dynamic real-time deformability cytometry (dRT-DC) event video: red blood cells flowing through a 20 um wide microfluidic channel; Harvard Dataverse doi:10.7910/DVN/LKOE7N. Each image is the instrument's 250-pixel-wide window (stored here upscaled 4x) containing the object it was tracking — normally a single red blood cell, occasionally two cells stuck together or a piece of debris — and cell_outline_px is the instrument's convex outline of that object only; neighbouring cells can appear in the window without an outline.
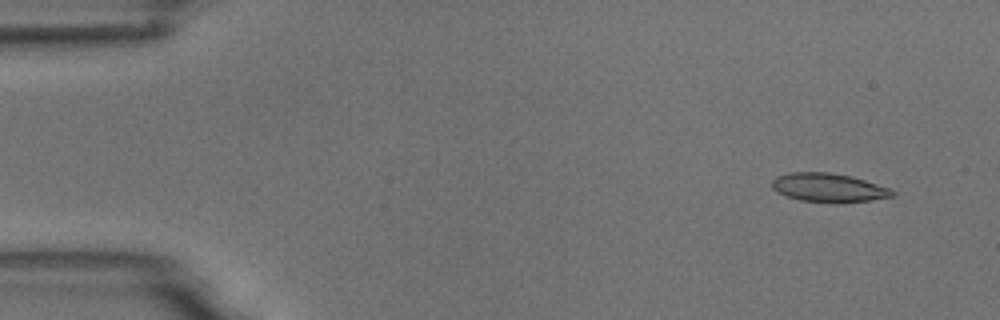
{"species": "common noctule bat (a hibernating species)", "species_latin": "Nyctalus noctula", "temperature_condition": "room temperature", "stored_images_in_passage": 6, "camera_frame_rate_fps": 3000, "um_per_image_px": 0.085, "animal": {"sex": "male", "body_mass_g": 18.8}, "frame": {"image": 1, "passage_image": 1, "time_ms": 0.0, "image_size_px": [1000, 320], "cell_outline_px": [[896, 192], [892, 196], [872, 200], [840, 204], [836, 204], [800, 200], [788, 196], [772, 188], [772, 180], [776, 176], [788, 172], [828, 172], [848, 176], [864, 180], [892, 188]], "centroid_in_image_um": [70.46, 15.96], "position_along_channel_um": 14.5, "area_um2": 20.35}}
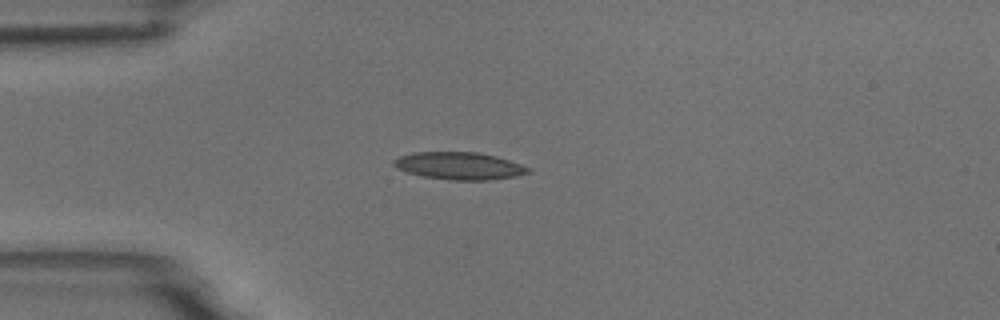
{"frame": {"image": 2, "passage_image": 3, "time_ms": 3.333, "image_size_px": [1000, 320], "cell_outline_px": [[532, 172], [516, 176], [488, 180], [448, 180], [424, 176], [408, 172], [396, 168], [392, 164], [392, 160], [400, 156], [412, 152], [476, 152], [496, 156], [520, 164], [528, 168]], "centroid_in_image_um": [39.01, 14.09], "position_along_channel_um": 46.0, "area_um2": 21.39}}